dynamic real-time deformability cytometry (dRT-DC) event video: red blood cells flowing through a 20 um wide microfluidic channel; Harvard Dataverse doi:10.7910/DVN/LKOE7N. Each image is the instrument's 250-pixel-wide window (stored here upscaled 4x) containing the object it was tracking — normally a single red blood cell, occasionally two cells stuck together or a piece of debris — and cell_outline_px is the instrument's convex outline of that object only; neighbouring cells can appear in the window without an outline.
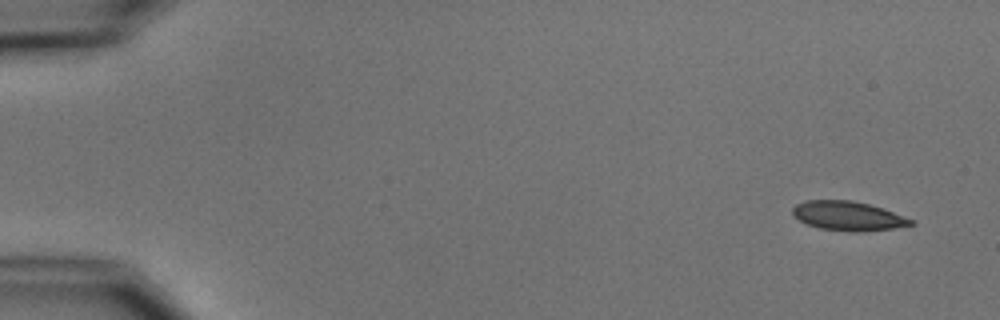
{"species": "common noctule bat (a hibernating species)", "species_latin": "Nyctalus noctula", "temperature_condition": "cold", "stored_images_in_passage": 6, "camera_frame_rate_fps": 3000, "um_per_image_px": 0.085, "animal": {"sex": "male", "body_mass_g": 15.6}, "frame": {"image": 1, "passage_image": 1, "time_ms": 0.0, "image_size_px": [1000, 320], "cell_outline_px": [[916, 224], [892, 228], [856, 232], [848, 232], [820, 228], [808, 224], [792, 216], [792, 208], [796, 204], [804, 200], [852, 200], [868, 204], [892, 212], [912, 220]], "centroid_in_image_um": [72.02, 18.35], "position_along_channel_um": 13.0, "area_um2": 19.94}}
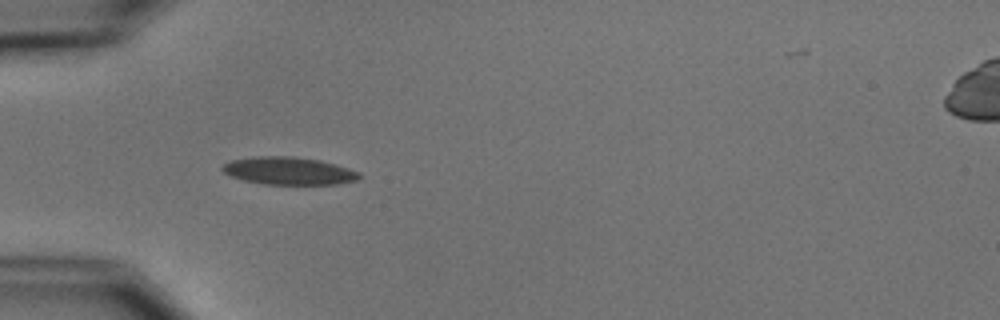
{"frame": {"image": 2, "passage_image": 5, "time_ms": 4.667, "image_size_px": [1000, 320], "cell_outline_px": [[360, 176], [356, 180], [336, 184], [264, 184], [244, 180], [232, 176], [224, 172], [220, 168], [220, 164], [232, 160], [252, 156], [292, 156], [320, 160], [336, 164], [360, 172]], "centroid_in_image_um": [24.51, 14.51], "position_along_channel_um": 60.5, "area_um2": 22.08}}